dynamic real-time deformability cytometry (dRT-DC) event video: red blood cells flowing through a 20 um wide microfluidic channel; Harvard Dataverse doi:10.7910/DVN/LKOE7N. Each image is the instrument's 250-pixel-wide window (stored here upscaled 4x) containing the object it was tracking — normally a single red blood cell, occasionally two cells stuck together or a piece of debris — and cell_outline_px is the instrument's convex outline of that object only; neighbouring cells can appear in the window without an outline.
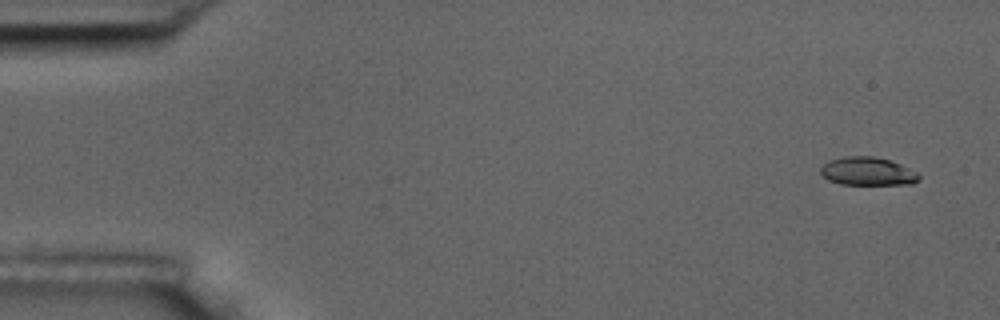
{"species": "common noctule bat (a hibernating species)", "species_latin": "Nyctalus noctula", "temperature_condition": "room temperature", "stored_images_in_passage": 4, "camera_frame_rate_fps": 3000, "um_per_image_px": 0.085, "animal": {"sex": "male", "body_mass_g": 17.5, "forearm_length_mm": 52.3}, "frame": {"image": 1, "passage_image": 1, "time_ms": 0.0, "image_size_px": [1000, 320], "cell_outline_px": [[920, 180], [912, 184], [840, 184], [828, 180], [820, 172], [820, 168], [828, 160], [844, 156], [872, 156], [888, 160], [900, 164], [916, 172], [920, 176]], "centroid_in_image_um": [73.73, 14.56], "position_along_channel_um": 11.3, "area_um2": 16.13}}
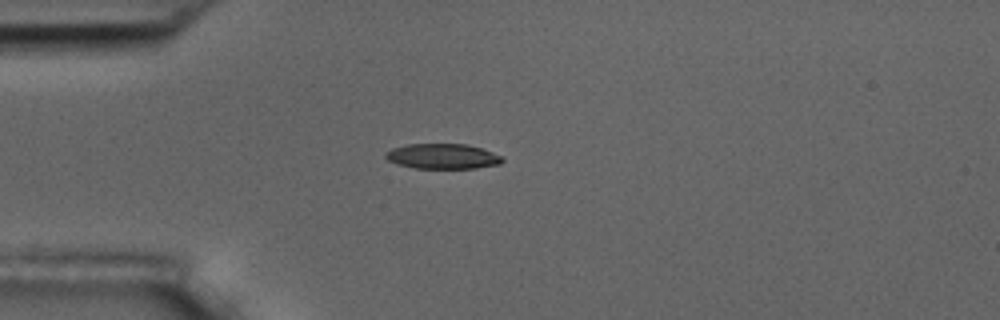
{"frame": {"image": 2, "passage_image": 4, "time_ms": 4.0, "image_size_px": [1000, 320], "cell_outline_px": [[504, 160], [500, 164], [476, 168], [416, 168], [396, 164], [388, 160], [384, 156], [384, 152], [392, 148], [408, 144], [464, 144], [480, 148], [492, 152], [500, 156]], "centroid_in_image_um": [37.58, 13.29], "position_along_channel_um": 47.4, "area_um2": 17.05}}